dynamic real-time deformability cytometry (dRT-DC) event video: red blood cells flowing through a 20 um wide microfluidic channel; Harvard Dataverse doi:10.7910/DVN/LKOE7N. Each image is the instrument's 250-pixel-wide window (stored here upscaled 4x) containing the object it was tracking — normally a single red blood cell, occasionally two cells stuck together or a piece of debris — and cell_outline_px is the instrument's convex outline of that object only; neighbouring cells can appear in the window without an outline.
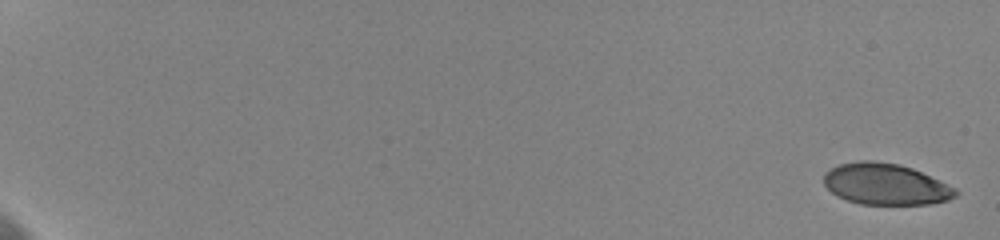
{"species": "human", "species_latin": "Homo sapiens", "temperature_condition": "cold", "stored_images_in_passage": 59, "camera_frame_rate_fps": 3000, "um_per_image_px": 0.085, "donor": {"sex": "female"}, "frame": {"image": 1, "passage_image": 1, "time_ms": 0.0, "image_size_px": [1000, 240], "cell_outline_px": [[960, 192], [956, 196], [948, 200], [928, 204], [860, 204], [848, 200], [832, 192], [824, 184], [824, 172], [840, 164], [860, 160], [872, 160], [900, 164], [912, 168], [956, 188]], "centroid_in_image_um": [75.29, 15.65], "position_along_channel_um": 9.7, "area_um2": 31.56}}
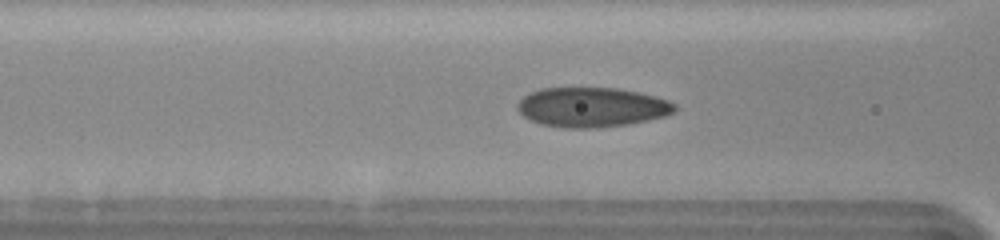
{"frame": {"image": 2, "passage_image": 28, "time_ms": 9.0, "image_size_px": [1000, 240], "cell_outline_px": [[676, 108], [672, 112], [664, 116], [648, 120], [628, 124], [600, 128], [564, 128], [540, 124], [524, 116], [516, 108], [516, 104], [524, 96], [540, 88], [616, 88], [640, 92], [656, 96], [668, 100], [676, 104]], "centroid_in_image_um": [50.3, 9.11], "position_along_channel_um": 116.3, "area_um2": 36.41}}
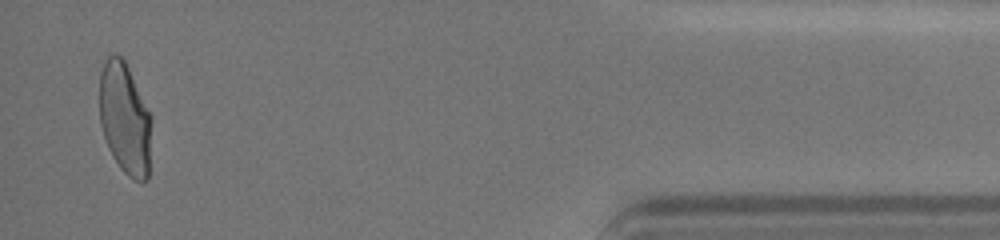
{"frame": {"image": 3, "passage_image": 58, "time_ms": 19.0, "image_size_px": [1000, 240], "cell_outline_px": [[152, 120], [148, 180], [136, 180], [128, 176], [120, 168], [112, 156], [108, 148], [100, 124], [100, 72], [104, 60], [108, 56], [120, 56], [124, 60], [128, 68]], "centroid_in_image_um": [10.6, 10.12], "position_along_channel_um": 424.6, "area_um2": 33.52}, "authors_computed_cell_mechanics": {"area_um2": 34.2754, "velocity_mm_per_s": 3.5935, "shape_relaxation_time_tau1_ms": 5.4277, "shape_relaxation_time_tau2_ms": 0.7506, "deformation_change_tau1": 0.162, "deformation_change_tau2": 0.0471}}